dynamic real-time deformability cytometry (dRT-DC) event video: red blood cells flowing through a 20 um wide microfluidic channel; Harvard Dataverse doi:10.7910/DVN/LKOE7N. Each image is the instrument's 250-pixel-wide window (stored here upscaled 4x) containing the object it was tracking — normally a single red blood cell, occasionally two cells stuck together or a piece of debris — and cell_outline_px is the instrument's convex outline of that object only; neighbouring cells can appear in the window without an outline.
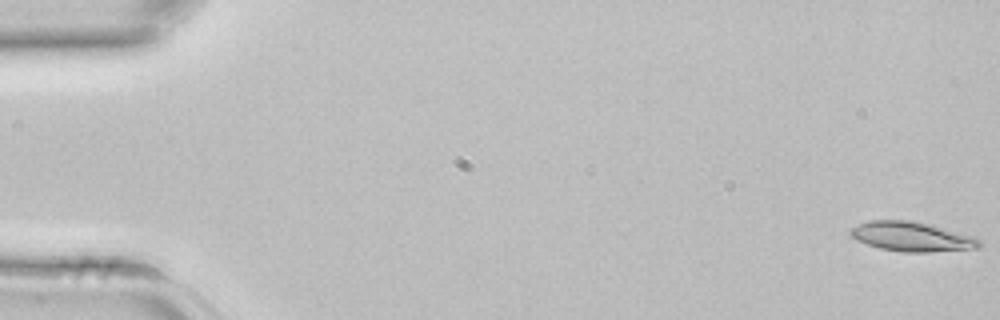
{"species": "common noctule bat (a hibernating species)", "species_latin": "Nyctalus noctula", "temperature_condition": "room temperature", "stored_images_in_passage": 4, "camera_frame_rate_fps": 3000, "um_per_image_px": 0.085, "animal": {"sex": "female", "body_mass_g": 22.7, "forearm_length_mm": 54.2}, "frame": {"image": 1, "passage_image": 1, "time_ms": 0.0, "image_size_px": [1000, 320], "cell_outline_px": [[980, 248], [928, 252], [900, 252], [880, 248], [856, 240], [848, 232], [848, 228], [868, 220], [908, 220], [972, 236], [980, 240]], "centroid_in_image_um": [77.42, 20.12], "position_along_channel_um": 7.6, "area_um2": 21.85}}
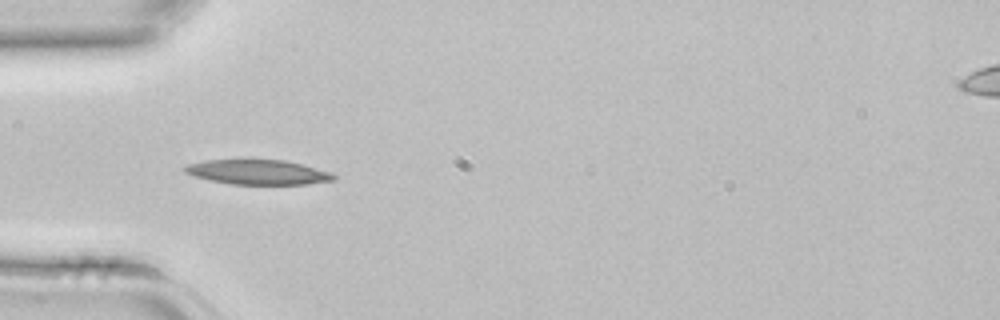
{"frame": {"image": 2, "passage_image": 4, "time_ms": 1.0, "image_size_px": [1000, 320], "cell_outline_px": [[336, 180], [304, 184], [228, 184], [208, 180], [192, 176], [184, 172], [180, 168], [188, 164], [204, 160], [240, 156], [252, 156], [284, 160], [332, 172], [336, 176]], "centroid_in_image_um": [21.8, 14.57], "position_along_channel_um": 63.2, "area_um2": 22.89}}